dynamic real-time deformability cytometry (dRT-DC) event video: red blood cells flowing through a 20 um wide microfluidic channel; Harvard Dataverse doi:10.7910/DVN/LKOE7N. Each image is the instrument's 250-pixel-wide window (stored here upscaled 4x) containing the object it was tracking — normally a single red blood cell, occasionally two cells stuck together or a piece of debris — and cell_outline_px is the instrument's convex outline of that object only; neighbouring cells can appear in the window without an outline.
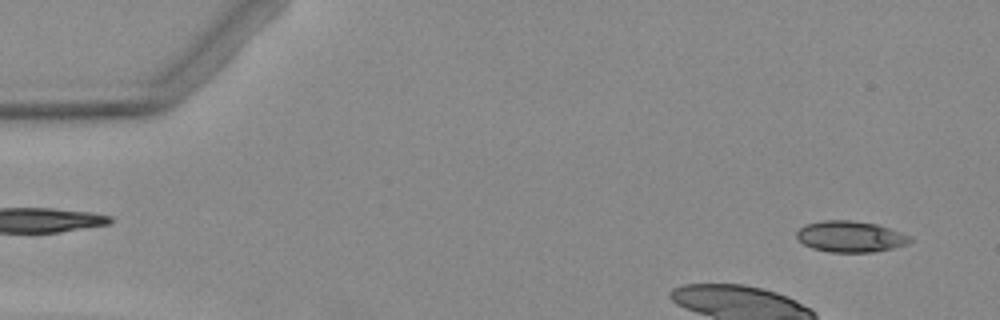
{"species": "Egyptian fruit bat (a non-hibernating species)", "species_latin": "Rousettus aegyptiacus", "temperature_condition": "warm", "stored_images_in_passage": 3, "segment_of_instrument_passage": [2, 2], "camera_frame_rate_fps": 3000, "um_per_image_px": 0.085, "animal": {"sex": "female"}, "frame": {"image": 1, "passage_image": 3, "time_ms": 2.333, "image_size_px": [1000, 320], "cell_outline_px": [[912, 240], [908, 244], [892, 248], [872, 252], [828, 252], [812, 248], [804, 244], [796, 236], [796, 232], [804, 224], [824, 220], [852, 220], [876, 224], [912, 236]], "centroid_in_image_um": [72.28, 20.1], "position_along_channel_um": 12.7, "area_um2": 20.58}}